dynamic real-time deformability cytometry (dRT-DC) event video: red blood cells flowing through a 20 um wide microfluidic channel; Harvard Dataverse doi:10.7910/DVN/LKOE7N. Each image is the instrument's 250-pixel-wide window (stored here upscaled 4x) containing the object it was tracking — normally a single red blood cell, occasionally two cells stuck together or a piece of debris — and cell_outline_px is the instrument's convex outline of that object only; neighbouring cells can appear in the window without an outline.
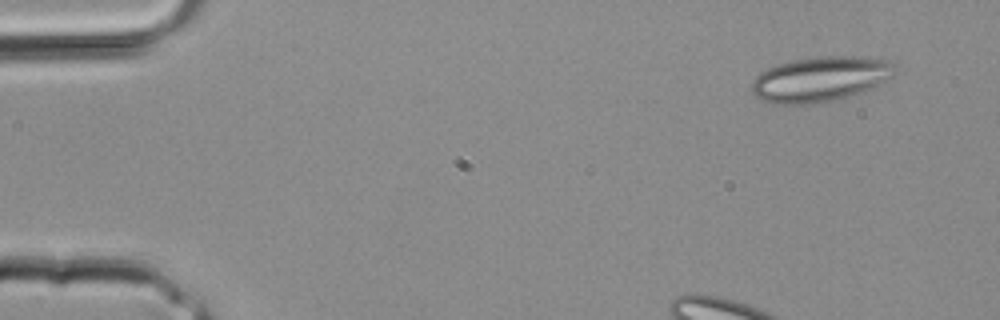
{"species": "common noctule bat (a hibernating species)", "species_latin": "Nyctalus noctula", "temperature_condition": "room temperature", "stored_images_in_passage": 3, "camera_frame_rate_fps": 3000, "um_per_image_px": 0.085, "animal": {"sex": "male", "body_mass_g": 20.4}, "frame": {"image": 1, "passage_image": 1, "time_ms": 0.0, "image_size_px": [1000, 320], "cell_outline_px": [[904, 72], [864, 92], [832, 100], [808, 104], [776, 104], [760, 100], [748, 88], [752, 80], [760, 72], [776, 64], [792, 60], [820, 56], [860, 56], [896, 60]], "centroid_in_image_um": [69.85, 6.69], "position_along_channel_um": 15.1, "area_um2": 38.9}}